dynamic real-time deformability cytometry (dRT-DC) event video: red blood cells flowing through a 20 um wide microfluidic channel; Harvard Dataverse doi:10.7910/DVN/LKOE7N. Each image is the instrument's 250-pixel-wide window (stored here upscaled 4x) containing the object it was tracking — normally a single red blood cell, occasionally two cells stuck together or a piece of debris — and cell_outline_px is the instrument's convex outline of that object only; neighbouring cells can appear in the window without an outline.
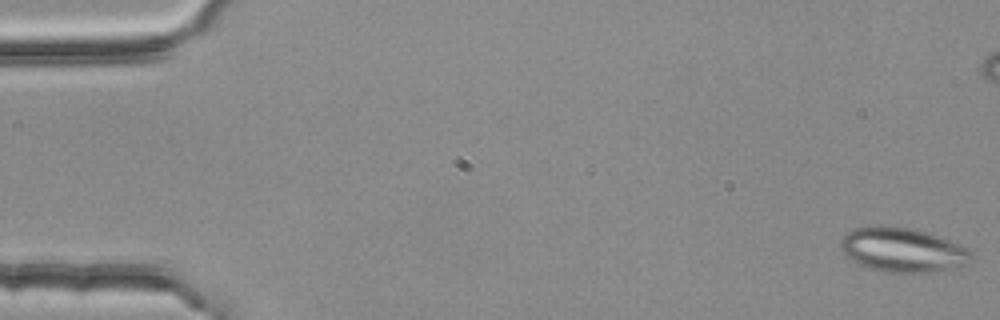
{"species": "common noctule bat (a hibernating species)", "species_latin": "Nyctalus noctula", "temperature_condition": "room temperature", "stored_images_in_passage": 2, "segment_of_instrument_passage": [2, 2], "camera_frame_rate_fps": 3000, "um_per_image_px": 0.085, "animal": {"sex": "female", "body_mass_g": 25.1}, "frame": {"image": 1, "passage_image": 2, "time_ms": 0.333, "image_size_px": [1000, 320], "cell_outline_px": [[972, 256], [968, 264], [936, 272], [884, 272], [868, 268], [852, 260], [840, 248], [840, 240], [848, 232], [856, 228], [876, 224], [884, 224], [908, 228], [924, 232], [960, 244], [968, 248], [972, 252]], "centroid_in_image_um": [76.72, 21.23], "position_along_channel_um": 8.3, "area_um2": 33.76}}